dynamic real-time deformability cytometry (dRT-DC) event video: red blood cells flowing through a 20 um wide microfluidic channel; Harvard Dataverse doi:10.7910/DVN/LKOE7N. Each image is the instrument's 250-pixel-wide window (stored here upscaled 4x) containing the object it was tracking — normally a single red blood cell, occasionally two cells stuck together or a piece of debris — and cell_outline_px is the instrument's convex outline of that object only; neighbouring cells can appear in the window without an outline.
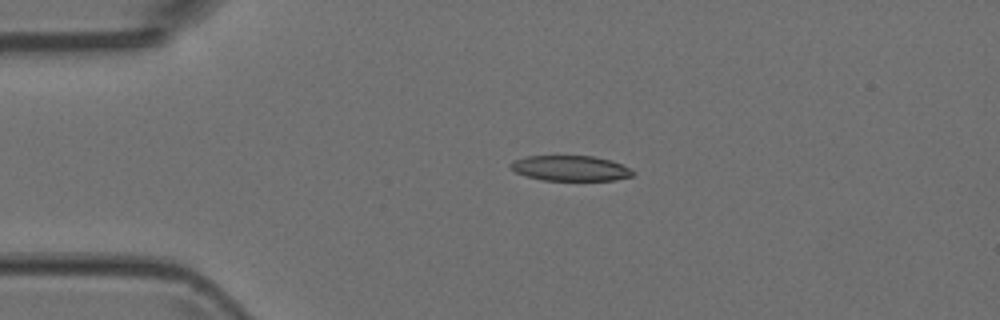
{"species": "Egyptian fruit bat (a non-hibernating species)", "species_latin": "Rousettus aegyptiacus", "temperature_condition": "room temperature", "stored_images_in_passage": 4, "camera_frame_rate_fps": 3000, "um_per_image_px": 0.085, "animal": {"sex": "female"}, "frame": {"image": 1, "passage_image": 3, "time_ms": 0.667, "image_size_px": [1000, 320], "cell_outline_px": [[636, 172], [632, 176], [616, 180], [544, 180], [528, 176], [516, 172], [508, 164], [512, 160], [528, 156], [592, 156], [612, 160]], "centroid_in_image_um": [48.49, 14.29], "position_along_channel_um": 36.5, "area_um2": 17.92}}